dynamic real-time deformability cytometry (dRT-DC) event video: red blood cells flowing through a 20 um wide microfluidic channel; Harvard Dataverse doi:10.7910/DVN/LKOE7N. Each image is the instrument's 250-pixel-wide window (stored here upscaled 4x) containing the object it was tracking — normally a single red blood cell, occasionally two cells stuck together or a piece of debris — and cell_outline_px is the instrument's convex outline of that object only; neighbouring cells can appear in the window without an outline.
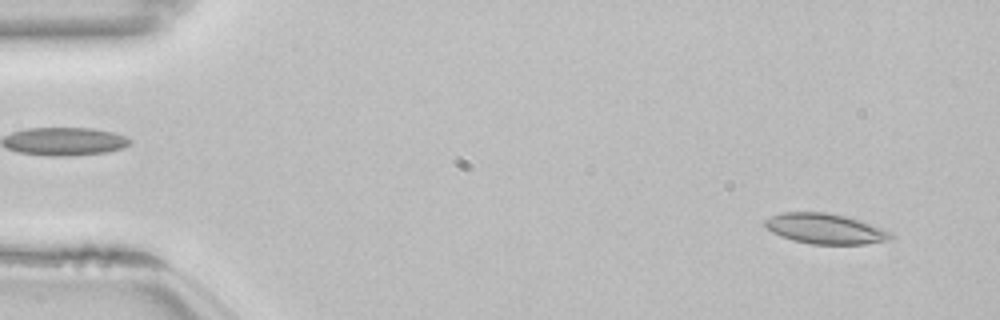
{"species": "common noctule bat (a hibernating species)", "species_latin": "Nyctalus noctula", "temperature_condition": "room temperature", "stored_images_in_passage": 52, "camera_frame_rate_fps": 3000, "um_per_image_px": 0.085, "animal": {"sex": "female", "body_mass_g": 22.7, "forearm_length_mm": 54.2}, "frame": {"image": 1, "passage_image": 3, "time_ms": 0.667, "image_size_px": [1000, 320], "cell_outline_px": [[892, 240], [864, 244], [812, 244], [792, 240], [780, 236], [764, 228], [764, 220], [772, 216], [784, 212], [824, 212], [844, 216], [860, 220], [892, 232]], "centroid_in_image_um": [70.13, 19.45], "position_along_channel_um": 14.9, "area_um2": 22.25}}
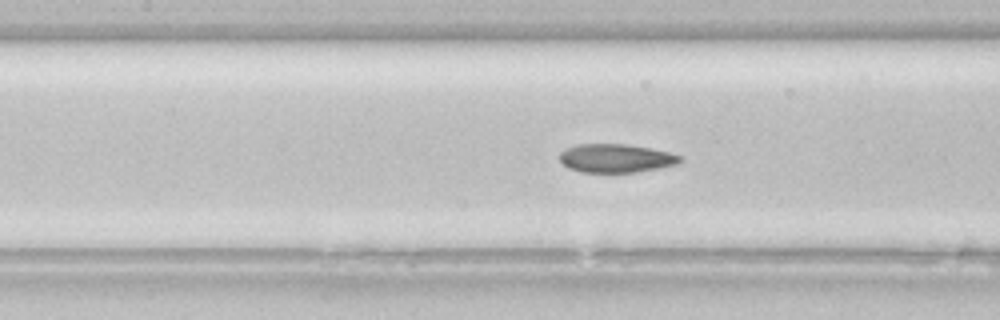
{"frame": {"image": 2, "passage_image": 23, "time_ms": 7.333, "image_size_px": [1000, 320], "cell_outline_px": [[684, 160], [676, 164], [636, 172], [580, 172], [568, 168], [560, 160], [560, 152], [576, 144], [628, 144], [672, 152], [680, 156]], "centroid_in_image_um": [52.36, 13.44], "position_along_channel_um": 155.0, "area_um2": 20.0}}
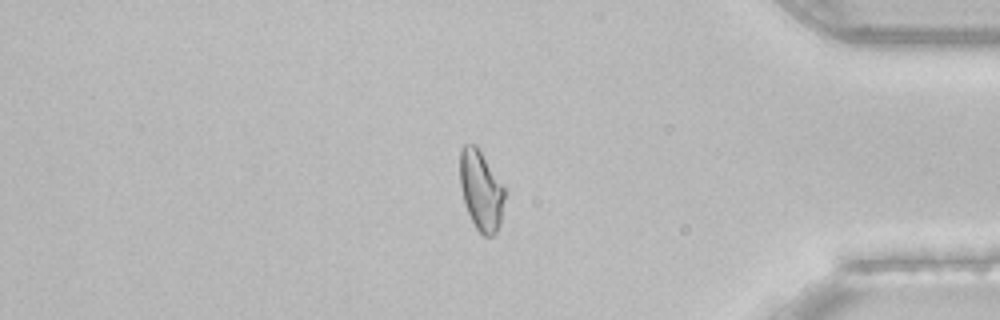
{"frame": {"image": 3, "passage_image": 44, "time_ms": 14.333, "image_size_px": [1000, 320], "cell_outline_px": [[504, 200], [500, 224], [496, 232], [492, 236], [484, 236], [476, 228], [468, 212], [460, 188], [460, 152], [464, 144], [476, 144], [504, 188]], "centroid_in_image_um": [40.87, 16.18], "position_along_channel_um": 394.3, "area_um2": 20.46}, "authors_computed_cell_mechanics": {"area_um2": 21.3282, "velocity_mm_per_s": 3.8424, "shape_relaxation_time_tau1_ms": null, "shape_relaxation_time_tau2_ms": 1.8827, "deformation_change_tau1": null, "deformation_change_tau2": 0.0707}}